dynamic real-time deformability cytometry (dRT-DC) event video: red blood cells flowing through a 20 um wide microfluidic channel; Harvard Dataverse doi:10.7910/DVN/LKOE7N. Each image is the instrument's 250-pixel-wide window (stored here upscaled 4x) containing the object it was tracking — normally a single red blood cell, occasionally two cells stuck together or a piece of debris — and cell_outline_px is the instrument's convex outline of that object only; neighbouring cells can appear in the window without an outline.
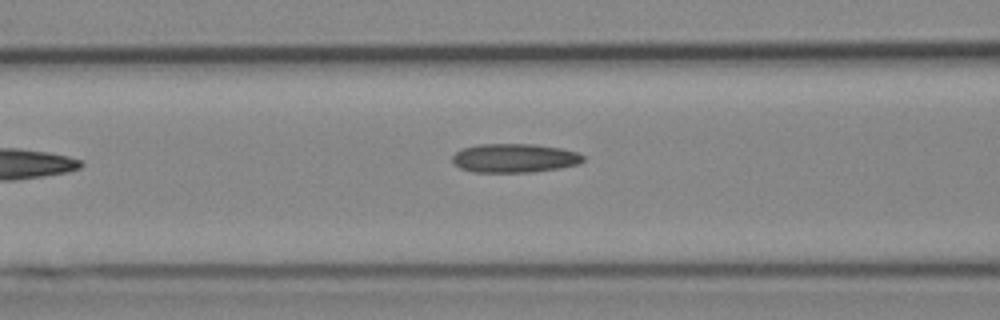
{"species": "Egyptian fruit bat (a non-hibernating species)", "species_latin": "Rousettus aegyptiacus", "temperature_condition": "cold", "stored_images_in_passage": 5, "segment_of_instrument_passage": [1, 2], "camera_frame_rate_fps": 3000, "um_per_image_px": 0.085, "animal": {"sex": "female"}, "frame": {"image": 1, "passage_image": 4, "time_ms": 3.667, "image_size_px": [1000, 320], "cell_outline_px": [[584, 160], [580, 164], [560, 168], [532, 172], [472, 172], [460, 168], [452, 160], [452, 156], [460, 148], [476, 144], [536, 144], [560, 148], [576, 152], [584, 156]], "centroid_in_image_um": [43.72, 13.43], "position_along_channel_um": 122.9, "area_um2": 22.2}}